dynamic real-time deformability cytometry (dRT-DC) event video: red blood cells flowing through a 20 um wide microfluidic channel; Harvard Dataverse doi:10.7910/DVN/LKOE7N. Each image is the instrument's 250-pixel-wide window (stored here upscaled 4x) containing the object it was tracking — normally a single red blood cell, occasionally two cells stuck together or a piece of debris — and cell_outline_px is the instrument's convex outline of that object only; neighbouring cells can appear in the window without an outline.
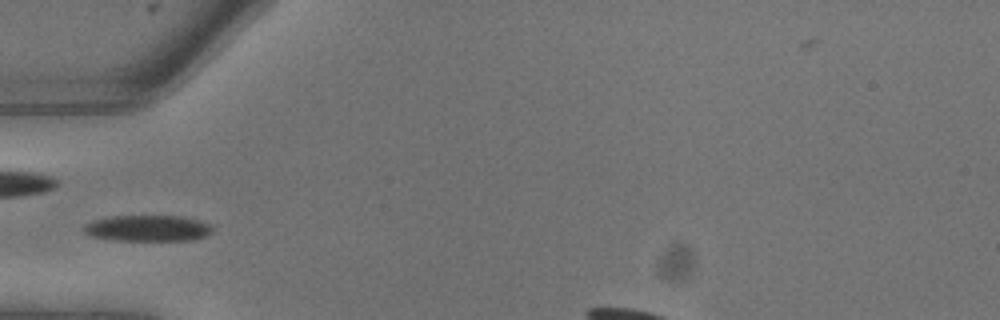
{"species": "common noctule bat (a hibernating species)", "species_latin": "Nyctalus noctula", "temperature_condition": "warm", "stored_images_in_passage": 8, "camera_frame_rate_fps": 3000, "um_per_image_px": 0.085, "animal": {"sex": "male", "body_mass_g": 13.3}, "frame": {"image": 1, "passage_image": 3, "time_ms": 0.667, "image_size_px": [1000, 320], "cell_outline_px": [[212, 232], [208, 236], [192, 240], [112, 240], [92, 236], [84, 232], [84, 228], [92, 220], [108, 216], [184, 216], [200, 220], [208, 224], [212, 228]], "centroid_in_image_um": [12.59, 19.39], "position_along_channel_um": 72.4, "area_um2": 19.59}}